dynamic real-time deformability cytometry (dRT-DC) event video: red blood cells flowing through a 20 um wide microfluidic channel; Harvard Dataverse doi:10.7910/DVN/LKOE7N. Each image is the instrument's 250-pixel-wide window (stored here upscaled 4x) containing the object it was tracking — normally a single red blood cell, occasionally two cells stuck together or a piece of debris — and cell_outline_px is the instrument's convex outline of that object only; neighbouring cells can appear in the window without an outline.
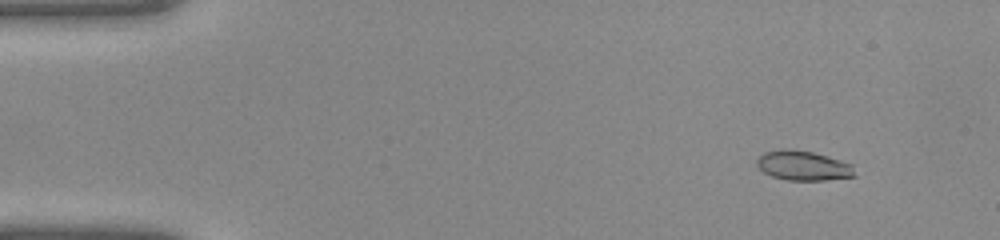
{"species": "common noctule bat (a hibernating species)", "species_latin": "Nyctalus noctula", "temperature_condition": "warm", "stored_images_in_passage": 38, "camera_frame_rate_fps": 3000, "um_per_image_px": 0.085, "animal": {"sex": "female", "body_mass_g": 22.0, "forearm_length_mm": 56.7}, "frame": {"image": 1, "passage_image": 1, "time_ms": 0.0, "image_size_px": [1000, 240], "cell_outline_px": [[856, 176], [824, 180], [788, 180], [772, 176], [764, 172], [756, 164], [756, 160], [764, 152], [780, 148], [784, 148], [812, 152], [828, 156], [852, 164]], "centroid_in_image_um": [68.26, 14.07], "position_along_channel_um": 16.7, "area_um2": 16.88}}
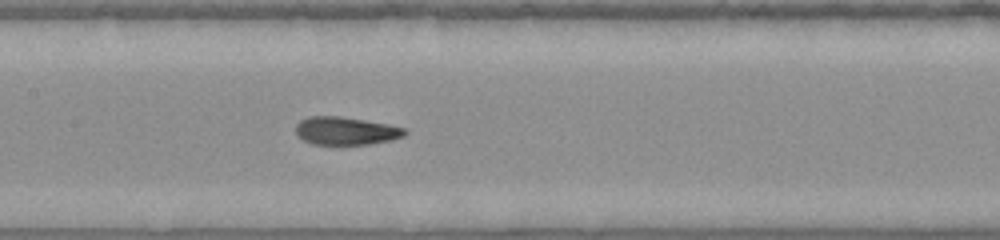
{"frame": {"image": 2, "passage_image": 17, "time_ms": 5.333, "image_size_px": [1000, 240], "cell_outline_px": [[408, 132], [404, 136], [392, 140], [368, 144], [312, 144], [304, 140], [296, 132], [296, 124], [300, 120], [308, 116], [340, 116], [388, 124], [404, 128]], "centroid_in_image_um": [29.4, 11.12], "position_along_channel_um": 178.0, "area_um2": 17.69}}
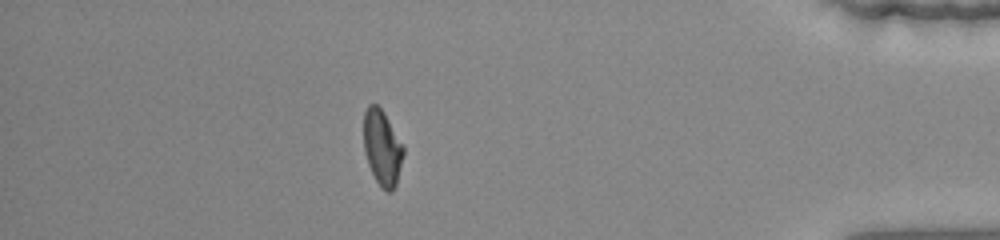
{"frame": {"image": 3, "passage_image": 33, "time_ms": 10.667, "image_size_px": [1000, 240], "cell_outline_px": [[404, 156], [396, 184], [392, 192], [384, 192], [380, 188], [368, 164], [364, 152], [364, 112], [368, 104], [376, 104], [384, 112], [404, 144]], "centroid_in_image_um": [32.5, 12.57], "position_along_channel_um": 402.7, "area_um2": 17.8}}